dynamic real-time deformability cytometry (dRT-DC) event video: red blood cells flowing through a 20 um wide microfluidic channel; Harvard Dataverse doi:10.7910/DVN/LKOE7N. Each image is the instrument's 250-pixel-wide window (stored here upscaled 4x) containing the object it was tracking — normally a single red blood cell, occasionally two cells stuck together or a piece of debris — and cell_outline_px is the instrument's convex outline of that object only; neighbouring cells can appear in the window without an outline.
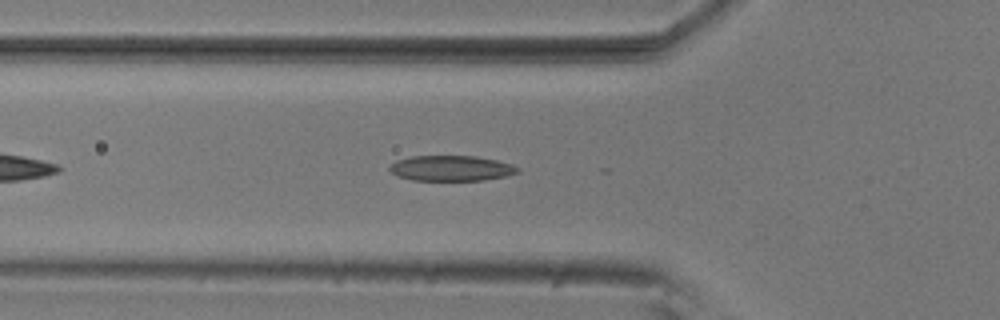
{"species": "common noctule bat (a hibernating species)", "species_latin": "Nyctalus noctula", "temperature_condition": "room temperature", "stored_images_in_passage": 35, "camera_frame_rate_fps": 3000, "um_per_image_px": 0.085, "animal": {"sex": "male", "body_mass_g": 20.5, "forearm_length_mm": 52.5}, "frame": {"image": 1, "passage_image": 8, "time_ms": 2.333, "image_size_px": [1000, 320], "cell_outline_px": [[520, 172], [508, 176], [484, 180], [412, 180], [396, 176], [388, 168], [396, 160], [412, 156], [476, 156], [496, 160], [512, 164], [520, 168]], "centroid_in_image_um": [38.38, 14.3], "position_along_channel_um": 87.4, "area_um2": 19.07}}
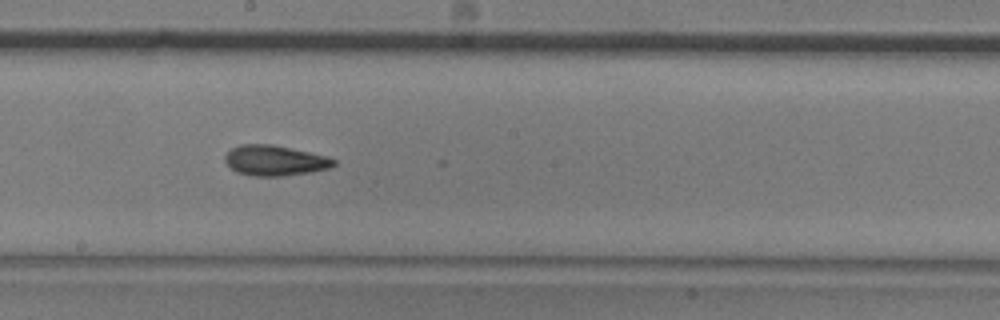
{"frame": {"image": 2, "passage_image": 19, "time_ms": 6.0, "image_size_px": [1000, 320], "cell_outline_px": [[336, 164], [332, 168], [312, 172], [284, 176], [256, 176], [236, 172], [224, 160], [224, 156], [232, 148], [240, 144], [272, 144], [308, 152], [324, 156], [336, 160]], "centroid_in_image_um": [23.37, 13.65], "position_along_channel_um": 224.8, "area_um2": 19.19}}
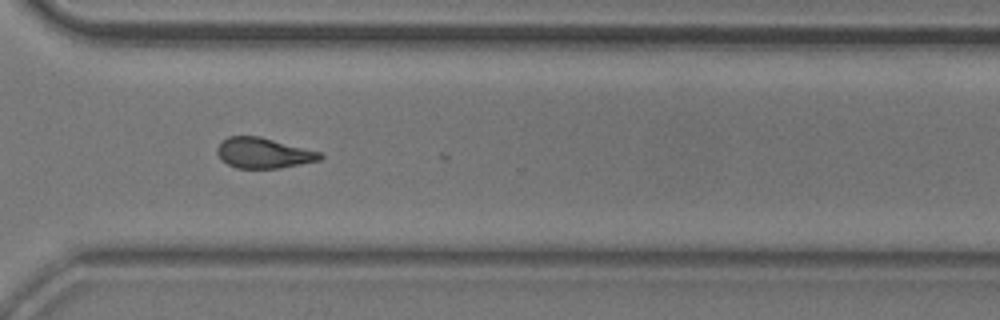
{"frame": {"image": 3, "passage_image": 29, "time_ms": 9.333, "image_size_px": [1000, 320], "cell_outline_px": [[324, 156], [320, 160], [280, 168], [236, 168], [228, 164], [216, 152], [216, 148], [228, 136], [260, 136], [320, 152]], "centroid_in_image_um": [22.41, 13.0], "position_along_channel_um": 348.2, "area_um2": 18.03}, "authors_computed_cell_mechanics": {"area_um2": 18.6116, "velocity_mm_per_s": 3.7215, "shape_relaxation_time_tau1_ms": 9.2952, "shape_relaxation_time_tau2_ms": 3.4144, "deformation_change_tau1": 0.2055, "deformation_change_tau2": 0.1147}}